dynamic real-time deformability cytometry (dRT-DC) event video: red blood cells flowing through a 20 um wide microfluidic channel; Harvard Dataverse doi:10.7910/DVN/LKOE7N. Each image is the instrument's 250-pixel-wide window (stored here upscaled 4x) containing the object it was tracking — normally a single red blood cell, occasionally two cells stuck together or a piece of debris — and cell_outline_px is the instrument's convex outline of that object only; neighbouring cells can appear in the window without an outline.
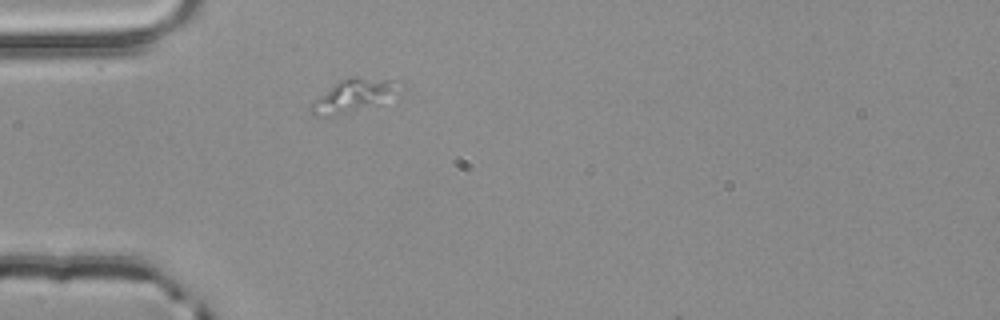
{"species": "common noctule bat (a hibernating species)", "species_latin": "Nyctalus noctula", "temperature_condition": "room temperature", "stored_images_in_passage": 1, "camera_frame_rate_fps": 3000, "um_per_image_px": 0.085, "animal": {"sex": "male", "body_mass_g": 20.4}, "frame": {"image": 1, "passage_image": 1, "time_ms": 0.0, "image_size_px": [1000, 320], "cell_outline_px": [[408, 88], [380, 104], [316, 116], [308, 108], [312, 100], [336, 84], [344, 80], [404, 80]], "centroid_in_image_um": [30.23, 8.11], "position_along_channel_um": 54.8, "area_um2": 15.95}}